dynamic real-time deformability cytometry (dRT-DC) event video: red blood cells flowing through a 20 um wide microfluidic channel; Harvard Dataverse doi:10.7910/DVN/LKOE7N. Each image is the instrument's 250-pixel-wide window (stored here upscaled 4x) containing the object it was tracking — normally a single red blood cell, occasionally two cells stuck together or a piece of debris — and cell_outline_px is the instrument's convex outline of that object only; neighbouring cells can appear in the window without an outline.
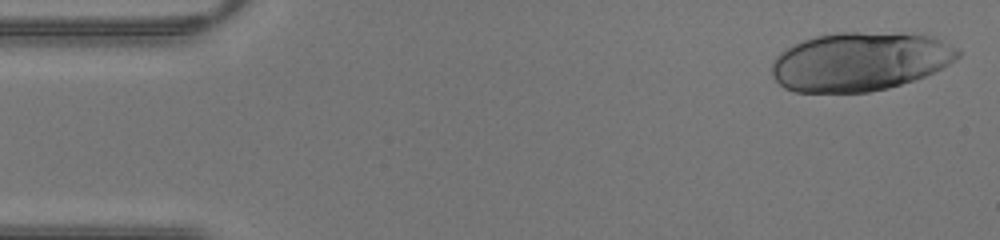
{"species": "human", "species_latin": "Homo sapiens", "temperature_condition": "warm", "stored_images_in_passage": 14, "camera_frame_rate_fps": 3000, "um_per_image_px": 0.085, "donor": {"sex": "male"}, "frame": {"image": 1, "passage_image": 1, "time_ms": 0.0, "image_size_px": [1000, 240], "cell_outline_px": [[960, 56], [956, 60], [924, 76], [888, 88], [868, 92], [792, 92], [784, 88], [772, 76], [772, 64], [776, 56], [780, 52], [804, 40], [816, 36], [840, 32], [900, 32], [932, 36], [956, 48], [960, 52]], "centroid_in_image_um": [73.08, 5.22], "position_along_channel_um": 11.9, "area_um2": 63.64}}